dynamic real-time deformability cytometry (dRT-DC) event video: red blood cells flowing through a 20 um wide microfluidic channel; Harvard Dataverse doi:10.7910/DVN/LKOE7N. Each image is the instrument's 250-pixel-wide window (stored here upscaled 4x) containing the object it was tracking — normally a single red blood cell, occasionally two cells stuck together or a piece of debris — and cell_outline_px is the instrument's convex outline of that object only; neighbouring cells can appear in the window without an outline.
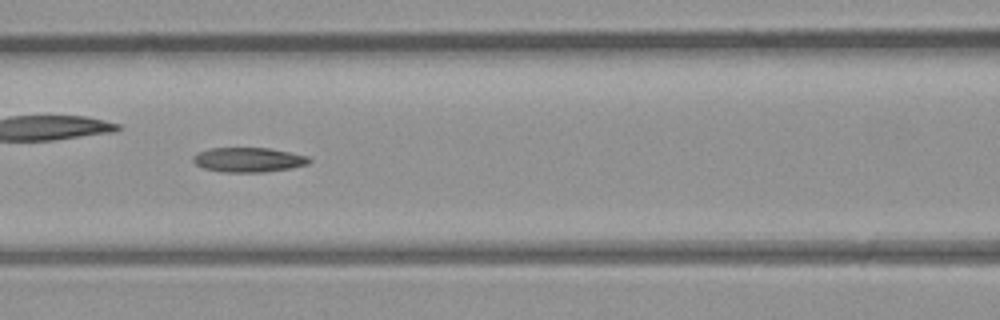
{"species": "common noctule bat (a hibernating species)", "species_latin": "Nyctalus noctula", "temperature_condition": "room temperature", "stored_images_in_passage": 37, "camera_frame_rate_fps": 3000, "um_per_image_px": 0.085, "animal": {"sex": "male", "body_mass_g": 23.1, "forearm_length_mm": 52.7}, "frame": {"image": 1, "passage_image": 11, "time_ms": 3.333, "image_size_px": [1000, 320], "cell_outline_px": [[312, 160], [308, 164], [288, 168], [264, 172], [224, 172], [204, 168], [196, 164], [192, 160], [192, 156], [208, 148], [268, 148], [308, 156]], "centroid_in_image_um": [21.1, 13.58], "position_along_channel_um": 145.5, "area_um2": 16.47}, "authors_computed_cell_mechanics": {"area_um2": 16.8198, "velocity_mm_per_s": 4.4392, "shape_relaxation_time_tau1_ms": null, "shape_relaxation_time_tau2_ms": 8.9465, "deformation_change_tau1": null, "deformation_change_tau2": 0.1826}}